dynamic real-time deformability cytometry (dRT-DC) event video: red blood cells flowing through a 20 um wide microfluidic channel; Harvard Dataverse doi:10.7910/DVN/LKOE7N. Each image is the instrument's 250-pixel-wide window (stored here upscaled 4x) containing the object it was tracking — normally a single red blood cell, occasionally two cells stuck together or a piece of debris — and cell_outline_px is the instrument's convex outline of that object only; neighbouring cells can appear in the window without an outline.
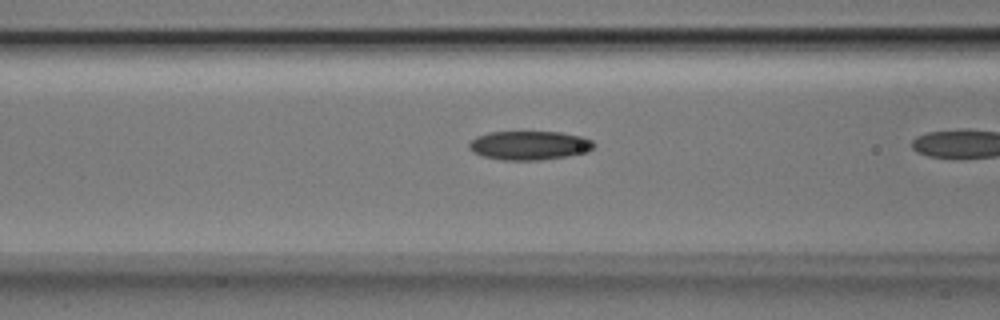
{"species": "Egyptian fruit bat (a non-hibernating species)", "species_latin": "Rousettus aegyptiacus", "temperature_condition": "room temperature", "stored_images_in_passage": 27, "camera_frame_rate_fps": 3000, "um_per_image_px": 0.085, "animal": {"sex": "male"}, "frame": {"image": 1, "passage_image": 16, "time_ms": 5.0, "image_size_px": [1000, 320], "cell_outline_px": [[596, 144], [588, 152], [568, 156], [540, 160], [500, 160], [484, 156], [472, 152], [468, 148], [468, 144], [476, 136], [488, 132], [560, 132], [584, 136], [592, 140]], "centroid_in_image_um": [45.01, 12.36], "position_along_channel_um": 121.6, "area_um2": 21.27}}
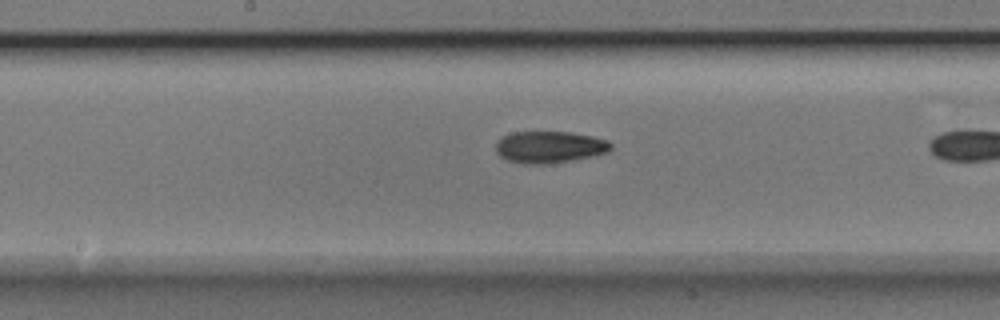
{"frame": {"image": 2, "passage_image": 22, "time_ms": 7.0, "image_size_px": [1000, 320], "cell_outline_px": [[612, 148], [608, 152], [592, 156], [572, 160], [544, 164], [524, 164], [508, 160], [500, 156], [496, 152], [496, 140], [512, 132], [568, 132], [592, 136], [608, 140], [612, 144]], "centroid_in_image_um": [46.7, 12.5], "position_along_channel_um": 201.5, "area_um2": 21.33}}
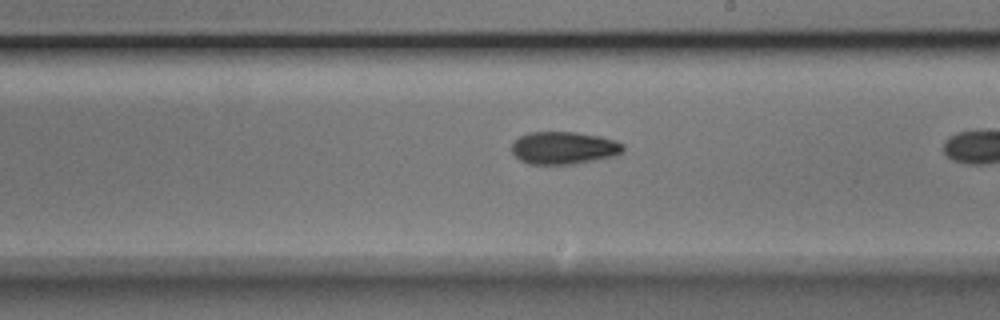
{"frame": {"image": 3, "passage_image": 25, "time_ms": 8.0, "image_size_px": [1000, 320], "cell_outline_px": [[624, 148], [620, 152], [612, 156], [572, 164], [528, 164], [520, 160], [512, 152], [512, 144], [520, 136], [528, 132], [576, 132], [600, 136], [616, 140], [624, 144]], "centroid_in_image_um": [47.9, 12.56], "position_along_channel_um": 241.1, "area_um2": 20.98}}